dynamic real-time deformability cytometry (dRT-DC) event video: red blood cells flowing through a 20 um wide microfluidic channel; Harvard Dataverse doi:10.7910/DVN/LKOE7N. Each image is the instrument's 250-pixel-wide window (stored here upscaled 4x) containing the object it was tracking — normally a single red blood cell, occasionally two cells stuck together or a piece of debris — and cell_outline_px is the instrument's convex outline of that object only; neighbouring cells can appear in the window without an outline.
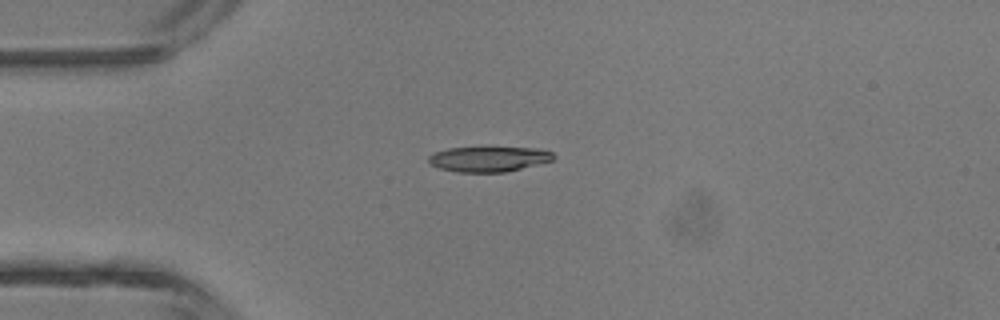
{"species": "common noctule bat (a hibernating species)", "species_latin": "Nyctalus noctula", "temperature_condition": "room temperature", "stored_images_in_passage": 1, "camera_frame_rate_fps": 3000, "um_per_image_px": 0.085, "animal": {"sex": "male", "body_mass_g": 13.3}, "frame": {"image": 1, "passage_image": 1, "time_ms": 0.0, "image_size_px": [1000, 320], "cell_outline_px": [[556, 156], [552, 160], [504, 172], [456, 172], [440, 168], [432, 164], [428, 160], [428, 156], [432, 152], [448, 148], [540, 148], [552, 152]], "centroid_in_image_um": [41.51, 13.51], "position_along_channel_um": 43.5, "area_um2": 18.09}}